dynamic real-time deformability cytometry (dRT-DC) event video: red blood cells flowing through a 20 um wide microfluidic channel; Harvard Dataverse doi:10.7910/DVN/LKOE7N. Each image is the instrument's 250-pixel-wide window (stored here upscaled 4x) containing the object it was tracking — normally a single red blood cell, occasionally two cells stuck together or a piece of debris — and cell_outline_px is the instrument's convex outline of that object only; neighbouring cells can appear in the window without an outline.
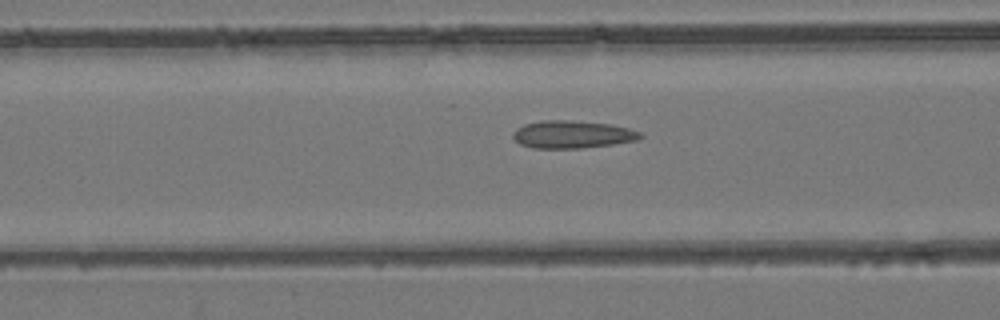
{"species": "common noctule bat (a hibernating species)", "species_latin": "Nyctalus noctula", "temperature_condition": "room temperature", "stored_images_in_passage": 39, "camera_frame_rate_fps": 3000, "um_per_image_px": 0.085, "animal": {"sex": "female", "body_mass_g": 24.6, "forearm_length_mm": 56.2}, "frame": {"image": 1, "passage_image": 6, "time_ms": 1.667, "image_size_px": [1000, 320], "cell_outline_px": [[644, 136], [636, 140], [612, 144], [580, 148], [532, 148], [520, 144], [512, 136], [512, 132], [516, 128], [524, 124], [544, 120], [568, 120], [608, 124], [628, 128], [640, 132]], "centroid_in_image_um": [48.61, 11.42], "position_along_channel_um": 118.0, "area_um2": 20.35}}
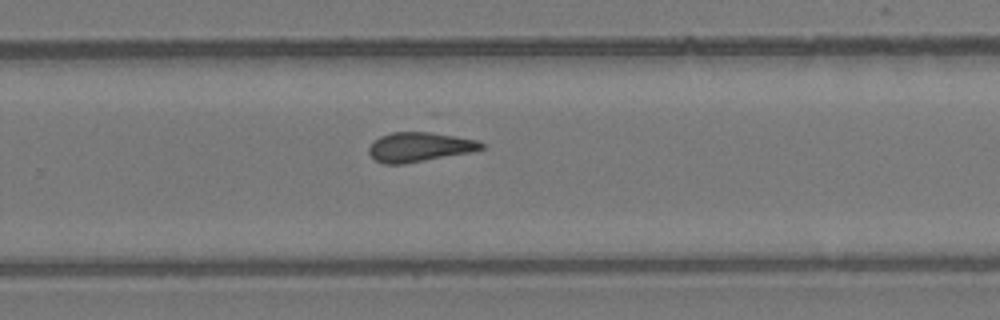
{"frame": {"image": 2, "passage_image": 20, "time_ms": 6.333, "image_size_px": [1000, 320], "cell_outline_px": [[484, 148], [472, 152], [404, 164], [384, 164], [376, 160], [368, 152], [368, 148], [380, 136], [392, 132], [432, 132], [456, 136], [476, 140], [484, 144]], "centroid_in_image_um": [35.67, 12.5], "position_along_channel_um": 294.1, "area_um2": 19.25}}
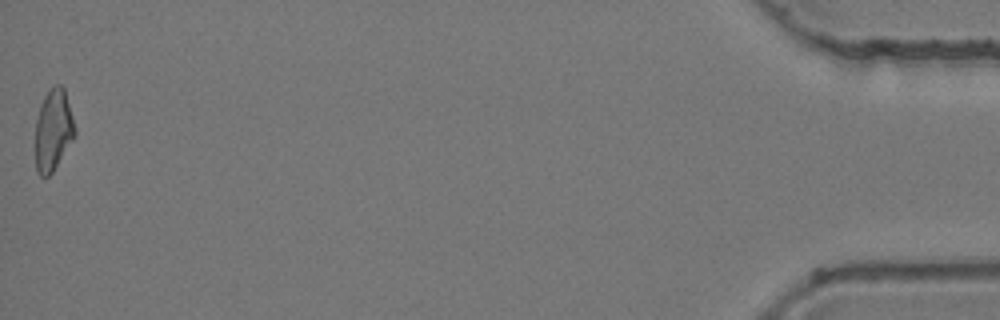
{"frame": {"image": 3, "passage_image": 39, "time_ms": 12.667, "image_size_px": [1000, 320], "cell_outline_px": [[76, 136], [52, 172], [48, 176], [40, 176], [36, 172], [36, 120], [40, 104], [48, 88], [56, 84], [60, 84], [64, 88], [76, 128]], "centroid_in_image_um": [4.53, 11.03], "position_along_channel_um": 430.7, "area_um2": 18.9}, "authors_computed_cell_mechanics": {"area_um2": 19.4208, "velocity_mm_per_s": 3.7878, "shape_relaxation_time_tau1_ms": null, "shape_relaxation_time_tau2_ms": 2.6871, "deformation_change_tau1": null, "deformation_change_tau2": 0.1163}}